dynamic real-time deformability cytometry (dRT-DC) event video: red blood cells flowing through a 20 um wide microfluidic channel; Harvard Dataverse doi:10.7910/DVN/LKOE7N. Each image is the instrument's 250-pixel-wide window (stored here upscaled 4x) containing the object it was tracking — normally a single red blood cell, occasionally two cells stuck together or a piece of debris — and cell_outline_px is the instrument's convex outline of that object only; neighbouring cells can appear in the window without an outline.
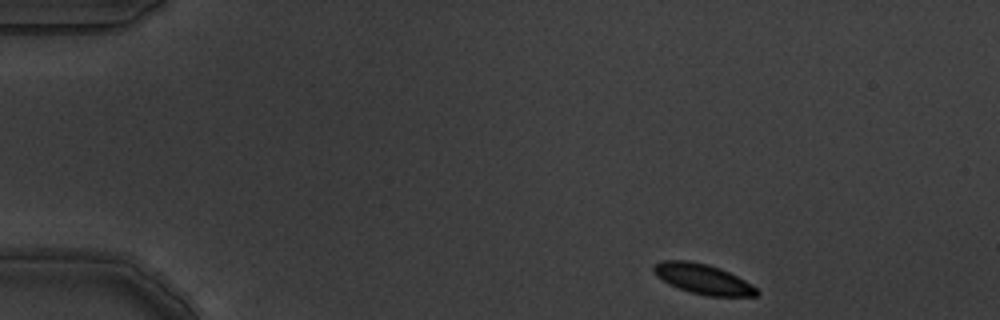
{"species": "common noctule bat (a hibernating species)", "species_latin": "Nyctalus noctula", "temperature_condition": "warm", "stored_images_in_passage": 4, "camera_frame_rate_fps": 3000, "um_per_image_px": 0.085, "animal": {"sex": "male", "body_mass_g": 19.5, "forearm_length_mm": 54.6}, "frame": {"image": 1, "passage_image": 1, "time_ms": 0.0, "image_size_px": [1000, 320], "cell_outline_px": [[760, 292], [756, 296], [708, 296], [692, 292], [680, 288], [664, 280], [652, 268], [660, 260], [688, 260], [708, 264], [720, 268], [752, 284]], "centroid_in_image_um": [59.8, 23.7], "position_along_channel_um": 25.2, "area_um2": 17.63}}
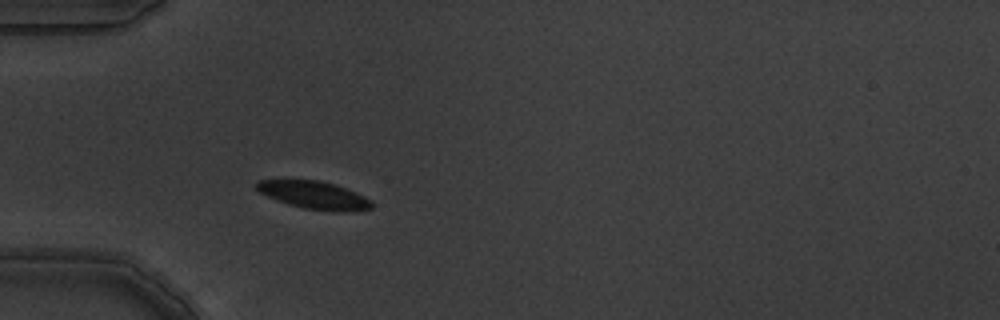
{"frame": {"image": 2, "passage_image": 4, "time_ms": 1.0, "image_size_px": [1000, 320], "cell_outline_px": [[372, 208], [340, 212], [336, 212], [304, 208], [288, 204], [276, 200], [260, 192], [256, 188], [256, 184], [260, 180], [320, 180], [344, 188], [364, 196], [372, 200]], "centroid_in_image_um": [26.7, 16.59], "position_along_channel_um": 58.3, "area_um2": 18.32}}